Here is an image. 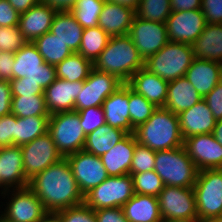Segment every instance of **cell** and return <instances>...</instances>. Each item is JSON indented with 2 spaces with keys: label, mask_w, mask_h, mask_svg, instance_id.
<instances>
[{
  "label": "cell",
  "mask_w": 222,
  "mask_h": 222,
  "mask_svg": "<svg viewBox=\"0 0 222 222\" xmlns=\"http://www.w3.org/2000/svg\"><path fill=\"white\" fill-rule=\"evenodd\" d=\"M134 192L157 197L163 190L164 184L161 177L154 171L132 174Z\"/></svg>",
  "instance_id": "40"
},
{
  "label": "cell",
  "mask_w": 222,
  "mask_h": 222,
  "mask_svg": "<svg viewBox=\"0 0 222 222\" xmlns=\"http://www.w3.org/2000/svg\"><path fill=\"white\" fill-rule=\"evenodd\" d=\"M194 60L192 46L168 42L160 51L144 61V68L166 81L184 77Z\"/></svg>",
  "instance_id": "5"
},
{
  "label": "cell",
  "mask_w": 222,
  "mask_h": 222,
  "mask_svg": "<svg viewBox=\"0 0 222 222\" xmlns=\"http://www.w3.org/2000/svg\"><path fill=\"white\" fill-rule=\"evenodd\" d=\"M77 112L80 116V124L86 136L105 124V115L102 106L90 107Z\"/></svg>",
  "instance_id": "43"
},
{
  "label": "cell",
  "mask_w": 222,
  "mask_h": 222,
  "mask_svg": "<svg viewBox=\"0 0 222 222\" xmlns=\"http://www.w3.org/2000/svg\"><path fill=\"white\" fill-rule=\"evenodd\" d=\"M108 2L117 3L136 11L140 0H106Z\"/></svg>",
  "instance_id": "57"
},
{
  "label": "cell",
  "mask_w": 222,
  "mask_h": 222,
  "mask_svg": "<svg viewBox=\"0 0 222 222\" xmlns=\"http://www.w3.org/2000/svg\"><path fill=\"white\" fill-rule=\"evenodd\" d=\"M1 208H2V207H1V205H0V221H1L2 217H3V210H2Z\"/></svg>",
  "instance_id": "62"
},
{
  "label": "cell",
  "mask_w": 222,
  "mask_h": 222,
  "mask_svg": "<svg viewBox=\"0 0 222 222\" xmlns=\"http://www.w3.org/2000/svg\"><path fill=\"white\" fill-rule=\"evenodd\" d=\"M14 55L13 52H0V80L13 79Z\"/></svg>",
  "instance_id": "52"
},
{
  "label": "cell",
  "mask_w": 222,
  "mask_h": 222,
  "mask_svg": "<svg viewBox=\"0 0 222 222\" xmlns=\"http://www.w3.org/2000/svg\"><path fill=\"white\" fill-rule=\"evenodd\" d=\"M49 117H17L15 125V146L30 143L48 132Z\"/></svg>",
  "instance_id": "33"
},
{
  "label": "cell",
  "mask_w": 222,
  "mask_h": 222,
  "mask_svg": "<svg viewBox=\"0 0 222 222\" xmlns=\"http://www.w3.org/2000/svg\"><path fill=\"white\" fill-rule=\"evenodd\" d=\"M219 83L222 85V66H221V69H220V80H219Z\"/></svg>",
  "instance_id": "61"
},
{
  "label": "cell",
  "mask_w": 222,
  "mask_h": 222,
  "mask_svg": "<svg viewBox=\"0 0 222 222\" xmlns=\"http://www.w3.org/2000/svg\"><path fill=\"white\" fill-rule=\"evenodd\" d=\"M106 0H77L70 11L76 21L84 28L96 27Z\"/></svg>",
  "instance_id": "37"
},
{
  "label": "cell",
  "mask_w": 222,
  "mask_h": 222,
  "mask_svg": "<svg viewBox=\"0 0 222 222\" xmlns=\"http://www.w3.org/2000/svg\"><path fill=\"white\" fill-rule=\"evenodd\" d=\"M3 217L11 222H36L45 208L36 194L27 186L0 192ZM8 198V199H7ZM6 203V204H5Z\"/></svg>",
  "instance_id": "10"
},
{
  "label": "cell",
  "mask_w": 222,
  "mask_h": 222,
  "mask_svg": "<svg viewBox=\"0 0 222 222\" xmlns=\"http://www.w3.org/2000/svg\"><path fill=\"white\" fill-rule=\"evenodd\" d=\"M28 187L40 199L46 211L58 212L84 202L66 157L31 178Z\"/></svg>",
  "instance_id": "1"
},
{
  "label": "cell",
  "mask_w": 222,
  "mask_h": 222,
  "mask_svg": "<svg viewBox=\"0 0 222 222\" xmlns=\"http://www.w3.org/2000/svg\"><path fill=\"white\" fill-rule=\"evenodd\" d=\"M155 153L156 151L136 142L129 174L154 170Z\"/></svg>",
  "instance_id": "41"
},
{
  "label": "cell",
  "mask_w": 222,
  "mask_h": 222,
  "mask_svg": "<svg viewBox=\"0 0 222 222\" xmlns=\"http://www.w3.org/2000/svg\"><path fill=\"white\" fill-rule=\"evenodd\" d=\"M56 11L41 3L31 7L19 16V29L27 42H34L37 38L50 31Z\"/></svg>",
  "instance_id": "23"
},
{
  "label": "cell",
  "mask_w": 222,
  "mask_h": 222,
  "mask_svg": "<svg viewBox=\"0 0 222 222\" xmlns=\"http://www.w3.org/2000/svg\"><path fill=\"white\" fill-rule=\"evenodd\" d=\"M171 13L170 0H140L135 16L144 20L166 23Z\"/></svg>",
  "instance_id": "38"
},
{
  "label": "cell",
  "mask_w": 222,
  "mask_h": 222,
  "mask_svg": "<svg viewBox=\"0 0 222 222\" xmlns=\"http://www.w3.org/2000/svg\"><path fill=\"white\" fill-rule=\"evenodd\" d=\"M183 147L198 171L222 169V146L212 133L188 137L184 139Z\"/></svg>",
  "instance_id": "17"
},
{
  "label": "cell",
  "mask_w": 222,
  "mask_h": 222,
  "mask_svg": "<svg viewBox=\"0 0 222 222\" xmlns=\"http://www.w3.org/2000/svg\"><path fill=\"white\" fill-rule=\"evenodd\" d=\"M133 178L130 174L109 176L84 195V204L93 210L122 207L134 196Z\"/></svg>",
  "instance_id": "9"
},
{
  "label": "cell",
  "mask_w": 222,
  "mask_h": 222,
  "mask_svg": "<svg viewBox=\"0 0 222 222\" xmlns=\"http://www.w3.org/2000/svg\"><path fill=\"white\" fill-rule=\"evenodd\" d=\"M97 222H128L122 207L94 210Z\"/></svg>",
  "instance_id": "50"
},
{
  "label": "cell",
  "mask_w": 222,
  "mask_h": 222,
  "mask_svg": "<svg viewBox=\"0 0 222 222\" xmlns=\"http://www.w3.org/2000/svg\"><path fill=\"white\" fill-rule=\"evenodd\" d=\"M191 46L194 58L222 63V24L207 23Z\"/></svg>",
  "instance_id": "27"
},
{
  "label": "cell",
  "mask_w": 222,
  "mask_h": 222,
  "mask_svg": "<svg viewBox=\"0 0 222 222\" xmlns=\"http://www.w3.org/2000/svg\"><path fill=\"white\" fill-rule=\"evenodd\" d=\"M33 43L44 61L53 66H56L73 53L63 41L50 31L37 38Z\"/></svg>",
  "instance_id": "34"
},
{
  "label": "cell",
  "mask_w": 222,
  "mask_h": 222,
  "mask_svg": "<svg viewBox=\"0 0 222 222\" xmlns=\"http://www.w3.org/2000/svg\"><path fill=\"white\" fill-rule=\"evenodd\" d=\"M135 11L123 5L105 1L98 25L110 37L127 35L132 25Z\"/></svg>",
  "instance_id": "24"
},
{
  "label": "cell",
  "mask_w": 222,
  "mask_h": 222,
  "mask_svg": "<svg viewBox=\"0 0 222 222\" xmlns=\"http://www.w3.org/2000/svg\"><path fill=\"white\" fill-rule=\"evenodd\" d=\"M36 222H63L59 212L46 211Z\"/></svg>",
  "instance_id": "56"
},
{
  "label": "cell",
  "mask_w": 222,
  "mask_h": 222,
  "mask_svg": "<svg viewBox=\"0 0 222 222\" xmlns=\"http://www.w3.org/2000/svg\"><path fill=\"white\" fill-rule=\"evenodd\" d=\"M13 79L38 83L45 90L57 79L56 69L44 61L33 42H27L15 52Z\"/></svg>",
  "instance_id": "7"
},
{
  "label": "cell",
  "mask_w": 222,
  "mask_h": 222,
  "mask_svg": "<svg viewBox=\"0 0 222 222\" xmlns=\"http://www.w3.org/2000/svg\"><path fill=\"white\" fill-rule=\"evenodd\" d=\"M221 66L216 61L194 58L185 77L204 98L219 83Z\"/></svg>",
  "instance_id": "25"
},
{
  "label": "cell",
  "mask_w": 222,
  "mask_h": 222,
  "mask_svg": "<svg viewBox=\"0 0 222 222\" xmlns=\"http://www.w3.org/2000/svg\"><path fill=\"white\" fill-rule=\"evenodd\" d=\"M93 66L96 70L113 74L127 83L137 70L144 67V60L127 34L111 37Z\"/></svg>",
  "instance_id": "3"
},
{
  "label": "cell",
  "mask_w": 222,
  "mask_h": 222,
  "mask_svg": "<svg viewBox=\"0 0 222 222\" xmlns=\"http://www.w3.org/2000/svg\"><path fill=\"white\" fill-rule=\"evenodd\" d=\"M157 198L161 217L168 222H198L193 188L164 186Z\"/></svg>",
  "instance_id": "11"
},
{
  "label": "cell",
  "mask_w": 222,
  "mask_h": 222,
  "mask_svg": "<svg viewBox=\"0 0 222 222\" xmlns=\"http://www.w3.org/2000/svg\"><path fill=\"white\" fill-rule=\"evenodd\" d=\"M193 190L198 222L222 214V169L198 171Z\"/></svg>",
  "instance_id": "8"
},
{
  "label": "cell",
  "mask_w": 222,
  "mask_h": 222,
  "mask_svg": "<svg viewBox=\"0 0 222 222\" xmlns=\"http://www.w3.org/2000/svg\"><path fill=\"white\" fill-rule=\"evenodd\" d=\"M84 28L69 12H57L54 16L50 32L63 41L72 52H78Z\"/></svg>",
  "instance_id": "29"
},
{
  "label": "cell",
  "mask_w": 222,
  "mask_h": 222,
  "mask_svg": "<svg viewBox=\"0 0 222 222\" xmlns=\"http://www.w3.org/2000/svg\"><path fill=\"white\" fill-rule=\"evenodd\" d=\"M20 147L28 180L63 158L48 132Z\"/></svg>",
  "instance_id": "13"
},
{
  "label": "cell",
  "mask_w": 222,
  "mask_h": 222,
  "mask_svg": "<svg viewBox=\"0 0 222 222\" xmlns=\"http://www.w3.org/2000/svg\"><path fill=\"white\" fill-rule=\"evenodd\" d=\"M58 212L63 222H97L94 210L84 203Z\"/></svg>",
  "instance_id": "44"
},
{
  "label": "cell",
  "mask_w": 222,
  "mask_h": 222,
  "mask_svg": "<svg viewBox=\"0 0 222 222\" xmlns=\"http://www.w3.org/2000/svg\"><path fill=\"white\" fill-rule=\"evenodd\" d=\"M16 116L12 113L0 117V148L15 145Z\"/></svg>",
  "instance_id": "45"
},
{
  "label": "cell",
  "mask_w": 222,
  "mask_h": 222,
  "mask_svg": "<svg viewBox=\"0 0 222 222\" xmlns=\"http://www.w3.org/2000/svg\"><path fill=\"white\" fill-rule=\"evenodd\" d=\"M135 146V136L130 133L100 157L109 176L129 174Z\"/></svg>",
  "instance_id": "26"
},
{
  "label": "cell",
  "mask_w": 222,
  "mask_h": 222,
  "mask_svg": "<svg viewBox=\"0 0 222 222\" xmlns=\"http://www.w3.org/2000/svg\"><path fill=\"white\" fill-rule=\"evenodd\" d=\"M178 119L183 140L193 135L211 134L217 121L204 99L179 113Z\"/></svg>",
  "instance_id": "19"
},
{
  "label": "cell",
  "mask_w": 222,
  "mask_h": 222,
  "mask_svg": "<svg viewBox=\"0 0 222 222\" xmlns=\"http://www.w3.org/2000/svg\"><path fill=\"white\" fill-rule=\"evenodd\" d=\"M123 84L117 76L93 68L83 81L82 91L74 103V111L102 106L104 100Z\"/></svg>",
  "instance_id": "12"
},
{
  "label": "cell",
  "mask_w": 222,
  "mask_h": 222,
  "mask_svg": "<svg viewBox=\"0 0 222 222\" xmlns=\"http://www.w3.org/2000/svg\"><path fill=\"white\" fill-rule=\"evenodd\" d=\"M11 6L19 13H24L40 3V0H8Z\"/></svg>",
  "instance_id": "55"
},
{
  "label": "cell",
  "mask_w": 222,
  "mask_h": 222,
  "mask_svg": "<svg viewBox=\"0 0 222 222\" xmlns=\"http://www.w3.org/2000/svg\"><path fill=\"white\" fill-rule=\"evenodd\" d=\"M77 0H40V3L47 5L56 12H69L75 6Z\"/></svg>",
  "instance_id": "54"
},
{
  "label": "cell",
  "mask_w": 222,
  "mask_h": 222,
  "mask_svg": "<svg viewBox=\"0 0 222 222\" xmlns=\"http://www.w3.org/2000/svg\"><path fill=\"white\" fill-rule=\"evenodd\" d=\"M83 81H67L57 78L44 90L45 102L50 115L74 111V103L82 91Z\"/></svg>",
  "instance_id": "21"
},
{
  "label": "cell",
  "mask_w": 222,
  "mask_h": 222,
  "mask_svg": "<svg viewBox=\"0 0 222 222\" xmlns=\"http://www.w3.org/2000/svg\"><path fill=\"white\" fill-rule=\"evenodd\" d=\"M154 171L161 177L164 186L193 188L198 169L185 148L156 151Z\"/></svg>",
  "instance_id": "4"
},
{
  "label": "cell",
  "mask_w": 222,
  "mask_h": 222,
  "mask_svg": "<svg viewBox=\"0 0 222 222\" xmlns=\"http://www.w3.org/2000/svg\"><path fill=\"white\" fill-rule=\"evenodd\" d=\"M201 11L207 23L222 24V0H202Z\"/></svg>",
  "instance_id": "47"
},
{
  "label": "cell",
  "mask_w": 222,
  "mask_h": 222,
  "mask_svg": "<svg viewBox=\"0 0 222 222\" xmlns=\"http://www.w3.org/2000/svg\"><path fill=\"white\" fill-rule=\"evenodd\" d=\"M122 209L128 222H152L161 218L158 198L150 195L135 193Z\"/></svg>",
  "instance_id": "30"
},
{
  "label": "cell",
  "mask_w": 222,
  "mask_h": 222,
  "mask_svg": "<svg viewBox=\"0 0 222 222\" xmlns=\"http://www.w3.org/2000/svg\"><path fill=\"white\" fill-rule=\"evenodd\" d=\"M202 0H170L172 12L201 9Z\"/></svg>",
  "instance_id": "53"
},
{
  "label": "cell",
  "mask_w": 222,
  "mask_h": 222,
  "mask_svg": "<svg viewBox=\"0 0 222 222\" xmlns=\"http://www.w3.org/2000/svg\"><path fill=\"white\" fill-rule=\"evenodd\" d=\"M110 38L99 26L86 28L83 31L78 53L94 63L100 53L106 48Z\"/></svg>",
  "instance_id": "35"
},
{
  "label": "cell",
  "mask_w": 222,
  "mask_h": 222,
  "mask_svg": "<svg viewBox=\"0 0 222 222\" xmlns=\"http://www.w3.org/2000/svg\"><path fill=\"white\" fill-rule=\"evenodd\" d=\"M27 41L19 26L0 27V52H17Z\"/></svg>",
  "instance_id": "42"
},
{
  "label": "cell",
  "mask_w": 222,
  "mask_h": 222,
  "mask_svg": "<svg viewBox=\"0 0 222 222\" xmlns=\"http://www.w3.org/2000/svg\"><path fill=\"white\" fill-rule=\"evenodd\" d=\"M128 35L144 61L169 42L165 23L144 20L137 16L132 20Z\"/></svg>",
  "instance_id": "14"
},
{
  "label": "cell",
  "mask_w": 222,
  "mask_h": 222,
  "mask_svg": "<svg viewBox=\"0 0 222 222\" xmlns=\"http://www.w3.org/2000/svg\"><path fill=\"white\" fill-rule=\"evenodd\" d=\"M169 42L191 45L203 32L207 24L201 9L175 11L166 20Z\"/></svg>",
  "instance_id": "16"
},
{
  "label": "cell",
  "mask_w": 222,
  "mask_h": 222,
  "mask_svg": "<svg viewBox=\"0 0 222 222\" xmlns=\"http://www.w3.org/2000/svg\"><path fill=\"white\" fill-rule=\"evenodd\" d=\"M12 94L8 80H0V117L11 113Z\"/></svg>",
  "instance_id": "51"
},
{
  "label": "cell",
  "mask_w": 222,
  "mask_h": 222,
  "mask_svg": "<svg viewBox=\"0 0 222 222\" xmlns=\"http://www.w3.org/2000/svg\"><path fill=\"white\" fill-rule=\"evenodd\" d=\"M152 222H168V221L161 217V218L156 219L155 221H152Z\"/></svg>",
  "instance_id": "60"
},
{
  "label": "cell",
  "mask_w": 222,
  "mask_h": 222,
  "mask_svg": "<svg viewBox=\"0 0 222 222\" xmlns=\"http://www.w3.org/2000/svg\"><path fill=\"white\" fill-rule=\"evenodd\" d=\"M127 84L132 90L137 94L143 95L157 108L165 106L169 81L162 79L143 67L132 75Z\"/></svg>",
  "instance_id": "22"
},
{
  "label": "cell",
  "mask_w": 222,
  "mask_h": 222,
  "mask_svg": "<svg viewBox=\"0 0 222 222\" xmlns=\"http://www.w3.org/2000/svg\"><path fill=\"white\" fill-rule=\"evenodd\" d=\"M212 134L217 142L222 146V119L216 121Z\"/></svg>",
  "instance_id": "58"
},
{
  "label": "cell",
  "mask_w": 222,
  "mask_h": 222,
  "mask_svg": "<svg viewBox=\"0 0 222 222\" xmlns=\"http://www.w3.org/2000/svg\"><path fill=\"white\" fill-rule=\"evenodd\" d=\"M216 120L222 119V85L218 83L204 98Z\"/></svg>",
  "instance_id": "48"
},
{
  "label": "cell",
  "mask_w": 222,
  "mask_h": 222,
  "mask_svg": "<svg viewBox=\"0 0 222 222\" xmlns=\"http://www.w3.org/2000/svg\"><path fill=\"white\" fill-rule=\"evenodd\" d=\"M205 222H222V214L206 220Z\"/></svg>",
  "instance_id": "59"
},
{
  "label": "cell",
  "mask_w": 222,
  "mask_h": 222,
  "mask_svg": "<svg viewBox=\"0 0 222 222\" xmlns=\"http://www.w3.org/2000/svg\"><path fill=\"white\" fill-rule=\"evenodd\" d=\"M136 142L153 151L170 150L183 146L178 115L158 107L152 116L133 132Z\"/></svg>",
  "instance_id": "2"
},
{
  "label": "cell",
  "mask_w": 222,
  "mask_h": 222,
  "mask_svg": "<svg viewBox=\"0 0 222 222\" xmlns=\"http://www.w3.org/2000/svg\"><path fill=\"white\" fill-rule=\"evenodd\" d=\"M11 113L17 117H49L45 95L12 96Z\"/></svg>",
  "instance_id": "36"
},
{
  "label": "cell",
  "mask_w": 222,
  "mask_h": 222,
  "mask_svg": "<svg viewBox=\"0 0 222 222\" xmlns=\"http://www.w3.org/2000/svg\"><path fill=\"white\" fill-rule=\"evenodd\" d=\"M48 134L63 157L84 149L86 135L80 124V116L77 111L50 115Z\"/></svg>",
  "instance_id": "6"
},
{
  "label": "cell",
  "mask_w": 222,
  "mask_h": 222,
  "mask_svg": "<svg viewBox=\"0 0 222 222\" xmlns=\"http://www.w3.org/2000/svg\"><path fill=\"white\" fill-rule=\"evenodd\" d=\"M66 159L83 196L109 177L99 156L82 150L66 156Z\"/></svg>",
  "instance_id": "15"
},
{
  "label": "cell",
  "mask_w": 222,
  "mask_h": 222,
  "mask_svg": "<svg viewBox=\"0 0 222 222\" xmlns=\"http://www.w3.org/2000/svg\"><path fill=\"white\" fill-rule=\"evenodd\" d=\"M202 99V96L184 76L169 81L164 108L178 115Z\"/></svg>",
  "instance_id": "28"
},
{
  "label": "cell",
  "mask_w": 222,
  "mask_h": 222,
  "mask_svg": "<svg viewBox=\"0 0 222 222\" xmlns=\"http://www.w3.org/2000/svg\"><path fill=\"white\" fill-rule=\"evenodd\" d=\"M157 107L149 102L143 95L137 94L129 86V114L131 126H137L146 122Z\"/></svg>",
  "instance_id": "39"
},
{
  "label": "cell",
  "mask_w": 222,
  "mask_h": 222,
  "mask_svg": "<svg viewBox=\"0 0 222 222\" xmlns=\"http://www.w3.org/2000/svg\"><path fill=\"white\" fill-rule=\"evenodd\" d=\"M0 222H11V221H8L6 218L2 217Z\"/></svg>",
  "instance_id": "63"
},
{
  "label": "cell",
  "mask_w": 222,
  "mask_h": 222,
  "mask_svg": "<svg viewBox=\"0 0 222 222\" xmlns=\"http://www.w3.org/2000/svg\"><path fill=\"white\" fill-rule=\"evenodd\" d=\"M9 82L12 96L44 95V89L38 83L18 79H12Z\"/></svg>",
  "instance_id": "46"
},
{
  "label": "cell",
  "mask_w": 222,
  "mask_h": 222,
  "mask_svg": "<svg viewBox=\"0 0 222 222\" xmlns=\"http://www.w3.org/2000/svg\"><path fill=\"white\" fill-rule=\"evenodd\" d=\"M19 16L8 0H0V27L18 26Z\"/></svg>",
  "instance_id": "49"
},
{
  "label": "cell",
  "mask_w": 222,
  "mask_h": 222,
  "mask_svg": "<svg viewBox=\"0 0 222 222\" xmlns=\"http://www.w3.org/2000/svg\"><path fill=\"white\" fill-rule=\"evenodd\" d=\"M29 184L23 169V158L20 146L0 148V189L24 188Z\"/></svg>",
  "instance_id": "18"
},
{
  "label": "cell",
  "mask_w": 222,
  "mask_h": 222,
  "mask_svg": "<svg viewBox=\"0 0 222 222\" xmlns=\"http://www.w3.org/2000/svg\"><path fill=\"white\" fill-rule=\"evenodd\" d=\"M94 68L93 62L80 53L73 52L55 66L57 78L67 81H84Z\"/></svg>",
  "instance_id": "32"
},
{
  "label": "cell",
  "mask_w": 222,
  "mask_h": 222,
  "mask_svg": "<svg viewBox=\"0 0 222 222\" xmlns=\"http://www.w3.org/2000/svg\"><path fill=\"white\" fill-rule=\"evenodd\" d=\"M128 133L122 129L113 128L107 123L98 127L86 136L84 151L101 157L123 140Z\"/></svg>",
  "instance_id": "31"
},
{
  "label": "cell",
  "mask_w": 222,
  "mask_h": 222,
  "mask_svg": "<svg viewBox=\"0 0 222 222\" xmlns=\"http://www.w3.org/2000/svg\"><path fill=\"white\" fill-rule=\"evenodd\" d=\"M102 109L105 123L113 128L122 129L128 134L134 132L130 123L129 85L127 83H124L104 100Z\"/></svg>",
  "instance_id": "20"
}]
</instances>
